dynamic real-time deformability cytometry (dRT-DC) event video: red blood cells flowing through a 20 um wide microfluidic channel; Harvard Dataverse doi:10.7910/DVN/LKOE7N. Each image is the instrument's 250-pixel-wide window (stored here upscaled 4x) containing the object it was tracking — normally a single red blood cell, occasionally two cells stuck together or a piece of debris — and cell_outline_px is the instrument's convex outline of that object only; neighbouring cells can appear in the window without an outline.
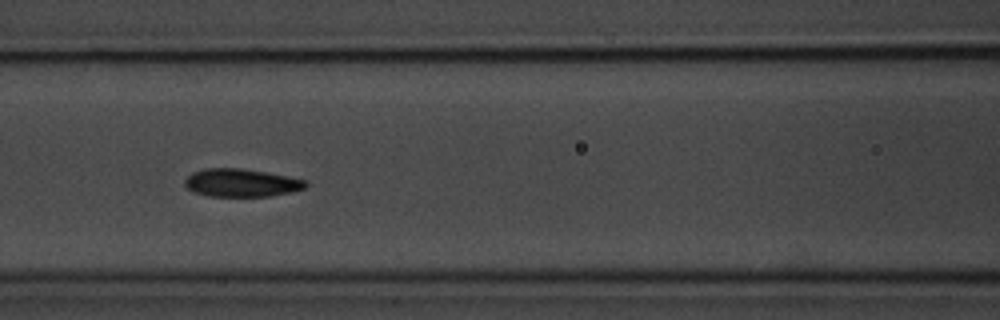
{"species": "common noctule bat (a hibernating species)", "species_latin": "Nyctalus noctula", "temperature_condition": "room temperature", "stored_images_in_passage": 8, "camera_frame_rate_fps": 3000, "um_per_image_px": 0.085, "animal": {"sex": "male", "body_mass_g": 20.1, "forearm_length_mm": 53.5}, "frame": {"image": 1, "passage_image": 6, "time_ms": 5.667, "image_size_px": [1000, 320], "cell_outline_px": [[308, 184], [304, 188], [292, 192], [268, 196], [208, 196], [196, 192], [188, 188], [184, 184], [184, 180], [192, 172], [204, 168], [240, 168], [288, 176], [308, 180]], "centroid_in_image_um": [20.52, 15.53], "position_along_channel_um": 146.1, "area_um2": 19.65}}
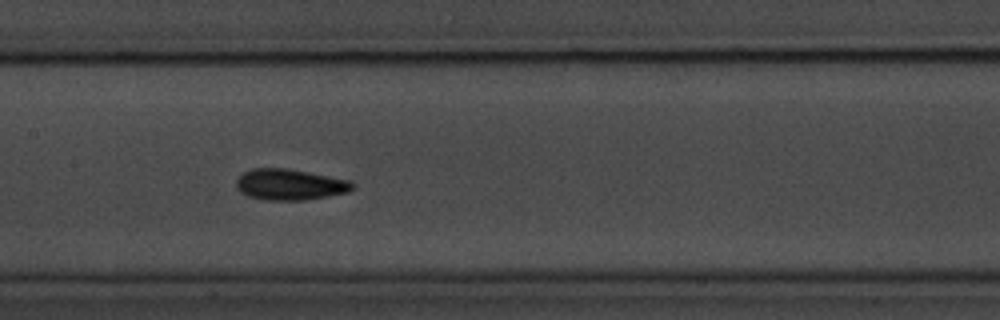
{"frame": {"image": 2, "passage_image": 7, "time_ms": 6.667, "image_size_px": [1000, 320], "cell_outline_px": [[356, 184], [348, 192], [308, 200], [264, 200], [248, 196], [240, 192], [236, 188], [236, 180], [244, 172], [252, 168], [288, 168], [348, 180]], "centroid_in_image_um": [24.61, 15.69], "position_along_channel_um": 182.8, "area_um2": 21.04}}
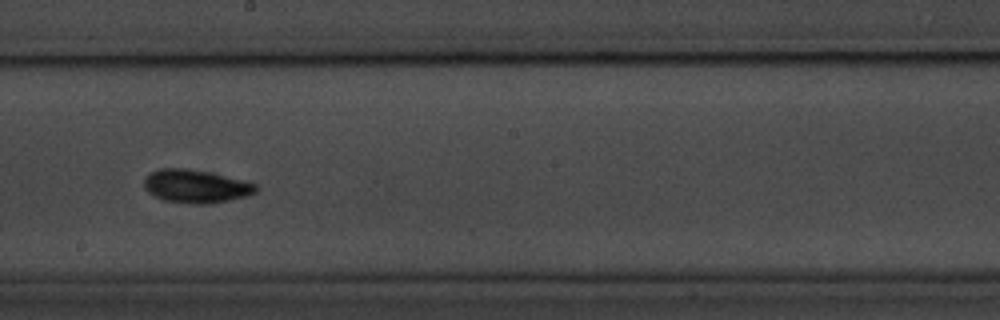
{"frame": {"image": 3, "passage_image": 8, "time_ms": 8.0, "image_size_px": [1000, 320], "cell_outline_px": [[260, 188], [256, 192], [248, 196], [208, 204], [188, 204], [164, 200], [148, 192], [144, 188], [144, 176], [160, 168], [188, 168], [244, 180], [256, 184]], "centroid_in_image_um": [16.65, 15.84], "position_along_channel_um": 231.5, "area_um2": 21.73}}